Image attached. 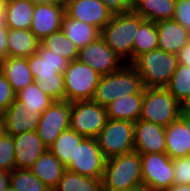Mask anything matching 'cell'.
Here are the masks:
<instances>
[{
	"mask_svg": "<svg viewBox=\"0 0 190 191\" xmlns=\"http://www.w3.org/2000/svg\"><path fill=\"white\" fill-rule=\"evenodd\" d=\"M113 13H127L133 10V0H101Z\"/></svg>",
	"mask_w": 190,
	"mask_h": 191,
	"instance_id": "cell-40",
	"label": "cell"
},
{
	"mask_svg": "<svg viewBox=\"0 0 190 191\" xmlns=\"http://www.w3.org/2000/svg\"><path fill=\"white\" fill-rule=\"evenodd\" d=\"M77 60L89 65L100 76L113 73L125 64L101 37L79 49Z\"/></svg>",
	"mask_w": 190,
	"mask_h": 191,
	"instance_id": "cell-12",
	"label": "cell"
},
{
	"mask_svg": "<svg viewBox=\"0 0 190 191\" xmlns=\"http://www.w3.org/2000/svg\"><path fill=\"white\" fill-rule=\"evenodd\" d=\"M71 102L54 101L41 114L37 128V134L43 144L49 148L57 137L70 128Z\"/></svg>",
	"mask_w": 190,
	"mask_h": 191,
	"instance_id": "cell-11",
	"label": "cell"
},
{
	"mask_svg": "<svg viewBox=\"0 0 190 191\" xmlns=\"http://www.w3.org/2000/svg\"><path fill=\"white\" fill-rule=\"evenodd\" d=\"M82 135L68 128L64 130L49 147V150L67 167L75 158L76 146L84 139Z\"/></svg>",
	"mask_w": 190,
	"mask_h": 191,
	"instance_id": "cell-28",
	"label": "cell"
},
{
	"mask_svg": "<svg viewBox=\"0 0 190 191\" xmlns=\"http://www.w3.org/2000/svg\"><path fill=\"white\" fill-rule=\"evenodd\" d=\"M134 151L139 154L165 153V127L139 119L134 123Z\"/></svg>",
	"mask_w": 190,
	"mask_h": 191,
	"instance_id": "cell-15",
	"label": "cell"
},
{
	"mask_svg": "<svg viewBox=\"0 0 190 191\" xmlns=\"http://www.w3.org/2000/svg\"><path fill=\"white\" fill-rule=\"evenodd\" d=\"M179 118L184 122L186 127L190 129V114H181L180 113Z\"/></svg>",
	"mask_w": 190,
	"mask_h": 191,
	"instance_id": "cell-47",
	"label": "cell"
},
{
	"mask_svg": "<svg viewBox=\"0 0 190 191\" xmlns=\"http://www.w3.org/2000/svg\"><path fill=\"white\" fill-rule=\"evenodd\" d=\"M101 180L66 169L53 191H102Z\"/></svg>",
	"mask_w": 190,
	"mask_h": 191,
	"instance_id": "cell-29",
	"label": "cell"
},
{
	"mask_svg": "<svg viewBox=\"0 0 190 191\" xmlns=\"http://www.w3.org/2000/svg\"><path fill=\"white\" fill-rule=\"evenodd\" d=\"M15 99L16 93L12 90L5 75L0 74V112L3 113Z\"/></svg>",
	"mask_w": 190,
	"mask_h": 191,
	"instance_id": "cell-39",
	"label": "cell"
},
{
	"mask_svg": "<svg viewBox=\"0 0 190 191\" xmlns=\"http://www.w3.org/2000/svg\"><path fill=\"white\" fill-rule=\"evenodd\" d=\"M141 76L131 64H124L119 70L101 76L92 101L106 107L117 98L131 94H143Z\"/></svg>",
	"mask_w": 190,
	"mask_h": 191,
	"instance_id": "cell-3",
	"label": "cell"
},
{
	"mask_svg": "<svg viewBox=\"0 0 190 191\" xmlns=\"http://www.w3.org/2000/svg\"><path fill=\"white\" fill-rule=\"evenodd\" d=\"M180 113L190 114V95L180 102Z\"/></svg>",
	"mask_w": 190,
	"mask_h": 191,
	"instance_id": "cell-45",
	"label": "cell"
},
{
	"mask_svg": "<svg viewBox=\"0 0 190 191\" xmlns=\"http://www.w3.org/2000/svg\"><path fill=\"white\" fill-rule=\"evenodd\" d=\"M29 170L43 182L51 191L57 186V183L63 176L66 167L49 150L41 155L39 159L29 168Z\"/></svg>",
	"mask_w": 190,
	"mask_h": 191,
	"instance_id": "cell-20",
	"label": "cell"
},
{
	"mask_svg": "<svg viewBox=\"0 0 190 191\" xmlns=\"http://www.w3.org/2000/svg\"><path fill=\"white\" fill-rule=\"evenodd\" d=\"M10 184L17 191H51L29 169L15 168L10 173Z\"/></svg>",
	"mask_w": 190,
	"mask_h": 191,
	"instance_id": "cell-33",
	"label": "cell"
},
{
	"mask_svg": "<svg viewBox=\"0 0 190 191\" xmlns=\"http://www.w3.org/2000/svg\"><path fill=\"white\" fill-rule=\"evenodd\" d=\"M65 14L102 30L113 13L101 0H64Z\"/></svg>",
	"mask_w": 190,
	"mask_h": 191,
	"instance_id": "cell-13",
	"label": "cell"
},
{
	"mask_svg": "<svg viewBox=\"0 0 190 191\" xmlns=\"http://www.w3.org/2000/svg\"><path fill=\"white\" fill-rule=\"evenodd\" d=\"M38 87L54 101L65 100V83L63 74L59 73L57 79H36Z\"/></svg>",
	"mask_w": 190,
	"mask_h": 191,
	"instance_id": "cell-36",
	"label": "cell"
},
{
	"mask_svg": "<svg viewBox=\"0 0 190 191\" xmlns=\"http://www.w3.org/2000/svg\"><path fill=\"white\" fill-rule=\"evenodd\" d=\"M34 4L52 3V2H64V0H31Z\"/></svg>",
	"mask_w": 190,
	"mask_h": 191,
	"instance_id": "cell-49",
	"label": "cell"
},
{
	"mask_svg": "<svg viewBox=\"0 0 190 191\" xmlns=\"http://www.w3.org/2000/svg\"><path fill=\"white\" fill-rule=\"evenodd\" d=\"M12 139L16 168L29 169L47 149L36 131L21 133Z\"/></svg>",
	"mask_w": 190,
	"mask_h": 191,
	"instance_id": "cell-18",
	"label": "cell"
},
{
	"mask_svg": "<svg viewBox=\"0 0 190 191\" xmlns=\"http://www.w3.org/2000/svg\"><path fill=\"white\" fill-rule=\"evenodd\" d=\"M96 140L107 159L130 153L134 151V123L108 119Z\"/></svg>",
	"mask_w": 190,
	"mask_h": 191,
	"instance_id": "cell-7",
	"label": "cell"
},
{
	"mask_svg": "<svg viewBox=\"0 0 190 191\" xmlns=\"http://www.w3.org/2000/svg\"><path fill=\"white\" fill-rule=\"evenodd\" d=\"M15 168L14 142L12 136L5 133L0 139V169L11 173Z\"/></svg>",
	"mask_w": 190,
	"mask_h": 191,
	"instance_id": "cell-35",
	"label": "cell"
},
{
	"mask_svg": "<svg viewBox=\"0 0 190 191\" xmlns=\"http://www.w3.org/2000/svg\"><path fill=\"white\" fill-rule=\"evenodd\" d=\"M101 184L102 191H138L143 189L140 154L132 151L108 158Z\"/></svg>",
	"mask_w": 190,
	"mask_h": 191,
	"instance_id": "cell-1",
	"label": "cell"
},
{
	"mask_svg": "<svg viewBox=\"0 0 190 191\" xmlns=\"http://www.w3.org/2000/svg\"><path fill=\"white\" fill-rule=\"evenodd\" d=\"M6 134L15 136L21 133L37 131L41 118L39 111L25 110L21 102L15 99L2 113Z\"/></svg>",
	"mask_w": 190,
	"mask_h": 191,
	"instance_id": "cell-17",
	"label": "cell"
},
{
	"mask_svg": "<svg viewBox=\"0 0 190 191\" xmlns=\"http://www.w3.org/2000/svg\"><path fill=\"white\" fill-rule=\"evenodd\" d=\"M108 120L106 108L92 100L71 102L70 128L86 138H96Z\"/></svg>",
	"mask_w": 190,
	"mask_h": 191,
	"instance_id": "cell-8",
	"label": "cell"
},
{
	"mask_svg": "<svg viewBox=\"0 0 190 191\" xmlns=\"http://www.w3.org/2000/svg\"><path fill=\"white\" fill-rule=\"evenodd\" d=\"M3 74L15 93L35 82L28 66L27 58L6 57L4 60Z\"/></svg>",
	"mask_w": 190,
	"mask_h": 191,
	"instance_id": "cell-25",
	"label": "cell"
},
{
	"mask_svg": "<svg viewBox=\"0 0 190 191\" xmlns=\"http://www.w3.org/2000/svg\"><path fill=\"white\" fill-rule=\"evenodd\" d=\"M8 57L28 58L38 50L40 41L30 29H9Z\"/></svg>",
	"mask_w": 190,
	"mask_h": 191,
	"instance_id": "cell-26",
	"label": "cell"
},
{
	"mask_svg": "<svg viewBox=\"0 0 190 191\" xmlns=\"http://www.w3.org/2000/svg\"><path fill=\"white\" fill-rule=\"evenodd\" d=\"M156 26L158 35L157 48L162 51L178 54L190 41V31L173 19L157 22Z\"/></svg>",
	"mask_w": 190,
	"mask_h": 191,
	"instance_id": "cell-19",
	"label": "cell"
},
{
	"mask_svg": "<svg viewBox=\"0 0 190 191\" xmlns=\"http://www.w3.org/2000/svg\"><path fill=\"white\" fill-rule=\"evenodd\" d=\"M173 185H190V156L172 159Z\"/></svg>",
	"mask_w": 190,
	"mask_h": 191,
	"instance_id": "cell-37",
	"label": "cell"
},
{
	"mask_svg": "<svg viewBox=\"0 0 190 191\" xmlns=\"http://www.w3.org/2000/svg\"><path fill=\"white\" fill-rule=\"evenodd\" d=\"M162 191H190V185H172Z\"/></svg>",
	"mask_w": 190,
	"mask_h": 191,
	"instance_id": "cell-46",
	"label": "cell"
},
{
	"mask_svg": "<svg viewBox=\"0 0 190 191\" xmlns=\"http://www.w3.org/2000/svg\"><path fill=\"white\" fill-rule=\"evenodd\" d=\"M143 94H131L110 102L105 108L108 119L135 123L141 115Z\"/></svg>",
	"mask_w": 190,
	"mask_h": 191,
	"instance_id": "cell-22",
	"label": "cell"
},
{
	"mask_svg": "<svg viewBox=\"0 0 190 191\" xmlns=\"http://www.w3.org/2000/svg\"><path fill=\"white\" fill-rule=\"evenodd\" d=\"M145 191H162L173 185L174 166L166 153L140 154Z\"/></svg>",
	"mask_w": 190,
	"mask_h": 191,
	"instance_id": "cell-9",
	"label": "cell"
},
{
	"mask_svg": "<svg viewBox=\"0 0 190 191\" xmlns=\"http://www.w3.org/2000/svg\"><path fill=\"white\" fill-rule=\"evenodd\" d=\"M4 60H5V58L0 55V74L3 73Z\"/></svg>",
	"mask_w": 190,
	"mask_h": 191,
	"instance_id": "cell-50",
	"label": "cell"
},
{
	"mask_svg": "<svg viewBox=\"0 0 190 191\" xmlns=\"http://www.w3.org/2000/svg\"><path fill=\"white\" fill-rule=\"evenodd\" d=\"M178 63L190 66V41L178 52Z\"/></svg>",
	"mask_w": 190,
	"mask_h": 191,
	"instance_id": "cell-42",
	"label": "cell"
},
{
	"mask_svg": "<svg viewBox=\"0 0 190 191\" xmlns=\"http://www.w3.org/2000/svg\"><path fill=\"white\" fill-rule=\"evenodd\" d=\"M65 101L92 100L101 76L79 60L70 61L63 73Z\"/></svg>",
	"mask_w": 190,
	"mask_h": 191,
	"instance_id": "cell-6",
	"label": "cell"
},
{
	"mask_svg": "<svg viewBox=\"0 0 190 191\" xmlns=\"http://www.w3.org/2000/svg\"><path fill=\"white\" fill-rule=\"evenodd\" d=\"M172 19L190 31V0H176Z\"/></svg>",
	"mask_w": 190,
	"mask_h": 191,
	"instance_id": "cell-38",
	"label": "cell"
},
{
	"mask_svg": "<svg viewBox=\"0 0 190 191\" xmlns=\"http://www.w3.org/2000/svg\"><path fill=\"white\" fill-rule=\"evenodd\" d=\"M179 115L180 103L165 87H144L139 119L167 127Z\"/></svg>",
	"mask_w": 190,
	"mask_h": 191,
	"instance_id": "cell-5",
	"label": "cell"
},
{
	"mask_svg": "<svg viewBox=\"0 0 190 191\" xmlns=\"http://www.w3.org/2000/svg\"><path fill=\"white\" fill-rule=\"evenodd\" d=\"M0 25L7 26V23H6V0H0Z\"/></svg>",
	"mask_w": 190,
	"mask_h": 191,
	"instance_id": "cell-44",
	"label": "cell"
},
{
	"mask_svg": "<svg viewBox=\"0 0 190 191\" xmlns=\"http://www.w3.org/2000/svg\"><path fill=\"white\" fill-rule=\"evenodd\" d=\"M166 154L170 159L190 156V129L178 118L165 127Z\"/></svg>",
	"mask_w": 190,
	"mask_h": 191,
	"instance_id": "cell-21",
	"label": "cell"
},
{
	"mask_svg": "<svg viewBox=\"0 0 190 191\" xmlns=\"http://www.w3.org/2000/svg\"><path fill=\"white\" fill-rule=\"evenodd\" d=\"M61 30L78 49L94 42L101 35V30L95 26L68 17L66 14L62 21Z\"/></svg>",
	"mask_w": 190,
	"mask_h": 191,
	"instance_id": "cell-23",
	"label": "cell"
},
{
	"mask_svg": "<svg viewBox=\"0 0 190 191\" xmlns=\"http://www.w3.org/2000/svg\"><path fill=\"white\" fill-rule=\"evenodd\" d=\"M10 185V172L0 169V191H5Z\"/></svg>",
	"mask_w": 190,
	"mask_h": 191,
	"instance_id": "cell-43",
	"label": "cell"
},
{
	"mask_svg": "<svg viewBox=\"0 0 190 191\" xmlns=\"http://www.w3.org/2000/svg\"><path fill=\"white\" fill-rule=\"evenodd\" d=\"M64 16V2L35 4L30 30L42 41L48 35L61 30Z\"/></svg>",
	"mask_w": 190,
	"mask_h": 191,
	"instance_id": "cell-14",
	"label": "cell"
},
{
	"mask_svg": "<svg viewBox=\"0 0 190 191\" xmlns=\"http://www.w3.org/2000/svg\"><path fill=\"white\" fill-rule=\"evenodd\" d=\"M175 3L176 0H134L133 11L145 20L157 23L173 18Z\"/></svg>",
	"mask_w": 190,
	"mask_h": 191,
	"instance_id": "cell-24",
	"label": "cell"
},
{
	"mask_svg": "<svg viewBox=\"0 0 190 191\" xmlns=\"http://www.w3.org/2000/svg\"><path fill=\"white\" fill-rule=\"evenodd\" d=\"M5 191H17V190H15L13 186H11L10 184Z\"/></svg>",
	"mask_w": 190,
	"mask_h": 191,
	"instance_id": "cell-51",
	"label": "cell"
},
{
	"mask_svg": "<svg viewBox=\"0 0 190 191\" xmlns=\"http://www.w3.org/2000/svg\"><path fill=\"white\" fill-rule=\"evenodd\" d=\"M158 35L155 22L145 20L138 28L133 43V61L140 55L157 49Z\"/></svg>",
	"mask_w": 190,
	"mask_h": 191,
	"instance_id": "cell-31",
	"label": "cell"
},
{
	"mask_svg": "<svg viewBox=\"0 0 190 191\" xmlns=\"http://www.w3.org/2000/svg\"><path fill=\"white\" fill-rule=\"evenodd\" d=\"M16 99L21 102L25 110L39 111L41 114L54 102L38 87L36 82L17 92Z\"/></svg>",
	"mask_w": 190,
	"mask_h": 191,
	"instance_id": "cell-30",
	"label": "cell"
},
{
	"mask_svg": "<svg viewBox=\"0 0 190 191\" xmlns=\"http://www.w3.org/2000/svg\"><path fill=\"white\" fill-rule=\"evenodd\" d=\"M40 44L68 61L78 59L79 49L69 40L62 30L54 32L40 41Z\"/></svg>",
	"mask_w": 190,
	"mask_h": 191,
	"instance_id": "cell-32",
	"label": "cell"
},
{
	"mask_svg": "<svg viewBox=\"0 0 190 191\" xmlns=\"http://www.w3.org/2000/svg\"><path fill=\"white\" fill-rule=\"evenodd\" d=\"M70 61L43 47L41 44L35 54L27 58L31 73L36 79H57L59 73L63 74Z\"/></svg>",
	"mask_w": 190,
	"mask_h": 191,
	"instance_id": "cell-16",
	"label": "cell"
},
{
	"mask_svg": "<svg viewBox=\"0 0 190 191\" xmlns=\"http://www.w3.org/2000/svg\"><path fill=\"white\" fill-rule=\"evenodd\" d=\"M9 28L7 26L0 25V55L4 58L8 57V38Z\"/></svg>",
	"mask_w": 190,
	"mask_h": 191,
	"instance_id": "cell-41",
	"label": "cell"
},
{
	"mask_svg": "<svg viewBox=\"0 0 190 191\" xmlns=\"http://www.w3.org/2000/svg\"><path fill=\"white\" fill-rule=\"evenodd\" d=\"M177 54L154 49L140 54L131 65L141 76L144 87H166L178 67Z\"/></svg>",
	"mask_w": 190,
	"mask_h": 191,
	"instance_id": "cell-4",
	"label": "cell"
},
{
	"mask_svg": "<svg viewBox=\"0 0 190 191\" xmlns=\"http://www.w3.org/2000/svg\"><path fill=\"white\" fill-rule=\"evenodd\" d=\"M35 4L31 0H7L6 23L9 29H30Z\"/></svg>",
	"mask_w": 190,
	"mask_h": 191,
	"instance_id": "cell-27",
	"label": "cell"
},
{
	"mask_svg": "<svg viewBox=\"0 0 190 191\" xmlns=\"http://www.w3.org/2000/svg\"><path fill=\"white\" fill-rule=\"evenodd\" d=\"M145 21L136 12L113 14L101 30L100 37L126 64L133 62V43L139 26Z\"/></svg>",
	"mask_w": 190,
	"mask_h": 191,
	"instance_id": "cell-2",
	"label": "cell"
},
{
	"mask_svg": "<svg viewBox=\"0 0 190 191\" xmlns=\"http://www.w3.org/2000/svg\"><path fill=\"white\" fill-rule=\"evenodd\" d=\"M107 158L100 150L96 138H84L76 146L75 158L66 167L80 175L102 179Z\"/></svg>",
	"mask_w": 190,
	"mask_h": 191,
	"instance_id": "cell-10",
	"label": "cell"
},
{
	"mask_svg": "<svg viewBox=\"0 0 190 191\" xmlns=\"http://www.w3.org/2000/svg\"><path fill=\"white\" fill-rule=\"evenodd\" d=\"M180 103L190 95V66L178 64L168 85L165 87Z\"/></svg>",
	"mask_w": 190,
	"mask_h": 191,
	"instance_id": "cell-34",
	"label": "cell"
},
{
	"mask_svg": "<svg viewBox=\"0 0 190 191\" xmlns=\"http://www.w3.org/2000/svg\"><path fill=\"white\" fill-rule=\"evenodd\" d=\"M5 133H6L5 122H4L3 116H1L0 117V139L3 137Z\"/></svg>",
	"mask_w": 190,
	"mask_h": 191,
	"instance_id": "cell-48",
	"label": "cell"
}]
</instances>
